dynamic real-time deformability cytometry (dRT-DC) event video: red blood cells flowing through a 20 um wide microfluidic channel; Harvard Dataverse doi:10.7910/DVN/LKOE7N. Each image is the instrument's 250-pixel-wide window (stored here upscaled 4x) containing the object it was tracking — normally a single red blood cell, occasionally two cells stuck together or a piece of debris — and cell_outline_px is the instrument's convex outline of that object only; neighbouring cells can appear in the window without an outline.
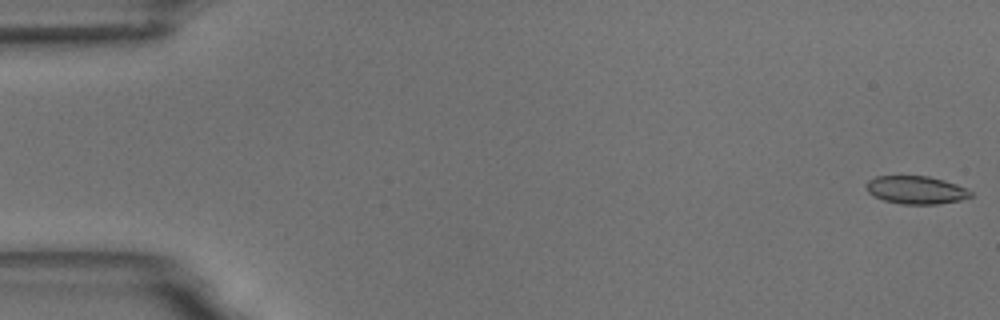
{"species": "common noctule bat (a hibernating species)", "species_latin": "Nyctalus noctula", "temperature_condition": "room temperature", "stored_images_in_passage": 56, "camera_frame_rate_fps": 3000, "um_per_image_px": 0.085, "animal": {"sex": "male", "body_mass_g": 18.8}, "frame": {"image": 1, "passage_image": 1, "time_ms": 0.0, "image_size_px": [1000, 320], "cell_outline_px": [[972, 196], [960, 200], [936, 204], [900, 204], [884, 200], [868, 192], [864, 184], [868, 180], [876, 176], [928, 176], [944, 180], [968, 188], [972, 192]], "centroid_in_image_um": [77.86, 16.14], "position_along_channel_um": 7.1, "area_um2": 17.05}}
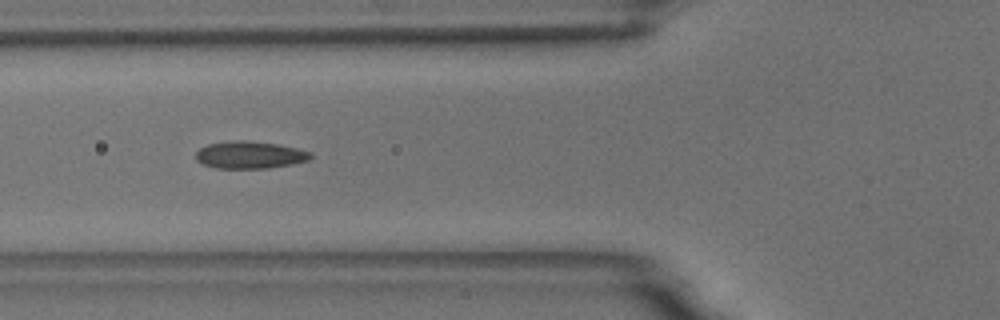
{"frame": {"image": 2, "passage_image": 21, "time_ms": 6.667, "image_size_px": [1000, 320], "cell_outline_px": [[312, 156], [308, 160], [292, 164], [268, 168], [216, 168], [204, 164], [196, 160], [196, 152], [200, 148], [208, 144], [232, 140], [244, 140], [276, 144], [296, 148], [312, 152]], "centroid_in_image_um": [21.23, 13.16], "position_along_channel_um": 104.6, "area_um2": 18.15}}
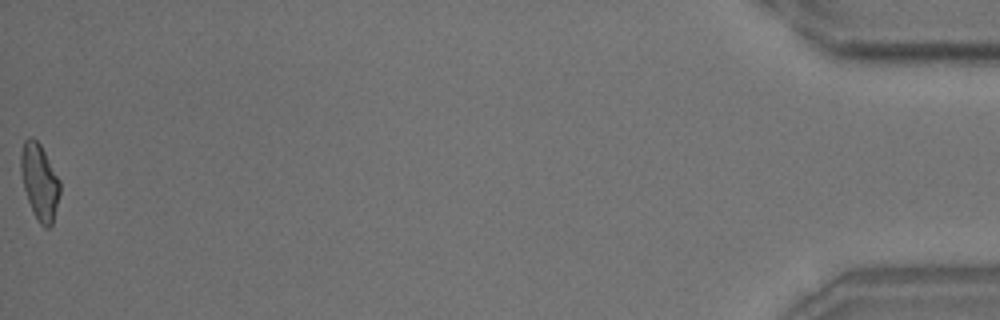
{"frame": {"image": 3, "passage_image": 56, "time_ms": 18.333, "image_size_px": [1000, 320], "cell_outline_px": [[60, 192], [52, 224], [48, 228], [44, 228], [40, 224], [32, 212], [24, 188], [20, 172], [20, 156], [24, 140], [28, 136], [32, 136], [40, 144], [60, 180]], "centroid_in_image_um": [3.35, 15.44], "position_along_channel_um": 431.9, "area_um2": 17.34}, "authors_computed_cell_mechanics": {"area_um2": 17.4845, "velocity_mm_per_s": 3.6481, "shape_relaxation_time_tau1_ms": 7.9918, "shape_relaxation_time_tau2_ms": 1.9406, "deformation_change_tau1": 0.1562, "deformation_change_tau2": 0.0789}}